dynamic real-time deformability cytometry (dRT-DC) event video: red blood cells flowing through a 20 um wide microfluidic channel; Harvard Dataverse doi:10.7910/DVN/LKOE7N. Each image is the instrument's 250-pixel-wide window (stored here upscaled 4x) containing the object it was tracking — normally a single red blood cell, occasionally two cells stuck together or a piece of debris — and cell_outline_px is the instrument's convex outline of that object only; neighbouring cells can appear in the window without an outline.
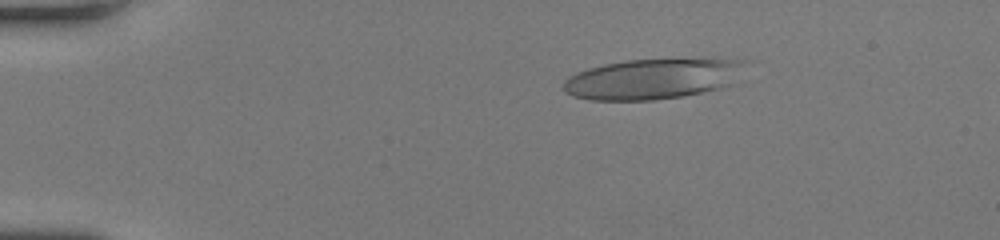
{"species": "human", "species_latin": "Homo sapiens", "temperature_condition": "room temperature", "stored_images_in_passage": 12, "camera_frame_rate_fps": 3000, "um_per_image_px": 0.085, "donor": {"sex": "female"}, "frame": {"image": 1, "passage_image": 9, "time_ms": 2.667, "image_size_px": [1000, 240], "cell_outline_px": [[748, 60], [732, 84], [720, 88], [684, 96], [656, 100], [592, 100], [572, 96], [564, 92], [564, 80], [568, 76], [576, 72], [588, 68], [604, 64], [624, 60]], "centroid_in_image_um": [55.39, 6.72], "position_along_channel_um": 29.6, "area_um2": 42.43}}